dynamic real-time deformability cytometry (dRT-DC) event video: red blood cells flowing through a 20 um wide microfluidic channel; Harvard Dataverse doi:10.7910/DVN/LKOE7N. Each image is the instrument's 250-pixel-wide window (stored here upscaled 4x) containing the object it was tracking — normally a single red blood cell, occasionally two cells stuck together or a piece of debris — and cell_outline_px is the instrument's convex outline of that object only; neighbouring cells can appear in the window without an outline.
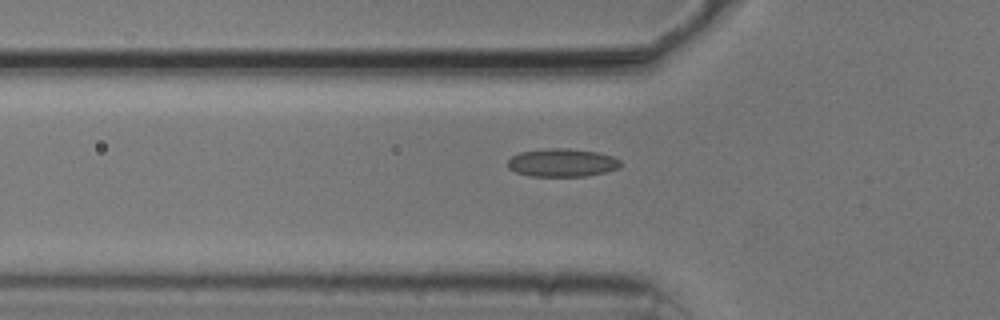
{"species": "common noctule bat (a hibernating species)", "species_latin": "Nyctalus noctula", "temperature_condition": "cold", "stored_images_in_passage": 37, "camera_frame_rate_fps": 3000, "um_per_image_px": 0.085, "animal": {"sex": "male", "body_mass_g": 20.5, "forearm_length_mm": 52.5}, "frame": {"image": 1, "passage_image": 7, "time_ms": 2.0, "image_size_px": [1000, 320], "cell_outline_px": [[620, 168], [604, 172], [584, 176], [532, 176], [516, 172], [508, 168], [508, 160], [512, 156], [520, 152], [548, 148], [568, 148], [596, 152], [612, 156], [620, 160]], "centroid_in_image_um": [47.77, 13.82], "position_along_channel_um": 78.0, "area_um2": 18.38}}
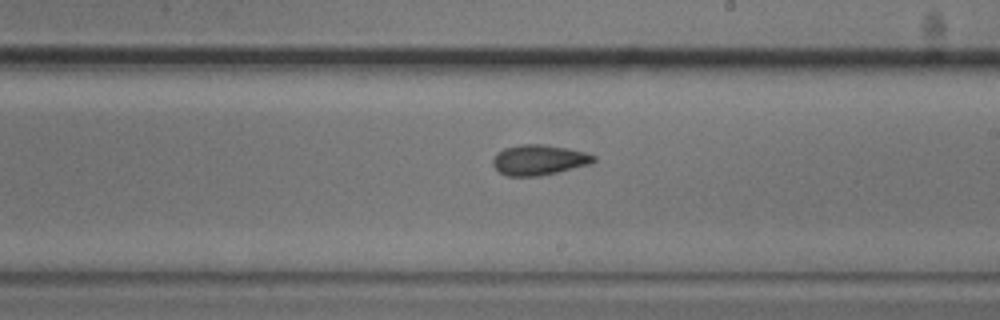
{"frame": {"image": 2, "passage_image": 20, "time_ms": 6.333, "image_size_px": [1000, 320], "cell_outline_px": [[596, 160], [592, 164], [540, 176], [508, 176], [500, 172], [492, 164], [492, 160], [496, 152], [504, 148], [520, 144], [540, 144], [568, 148], [584, 152], [596, 156]], "centroid_in_image_um": [45.81, 13.59], "position_along_channel_um": 243.2, "area_um2": 17.92}}
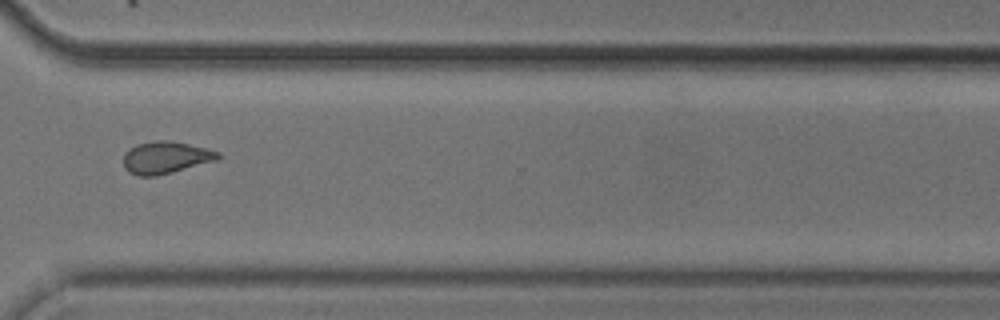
{"frame": {"image": 3, "passage_image": 29, "time_ms": 9.333, "image_size_px": [1000, 320], "cell_outline_px": [[224, 156], [216, 160], [172, 172], [156, 176], [140, 176], [128, 172], [124, 168], [124, 152], [136, 144], [152, 140], [168, 140], [188, 144], [220, 152]], "centroid_in_image_um": [14.06, 13.38], "position_along_channel_um": 356.5, "area_um2": 17.74}}